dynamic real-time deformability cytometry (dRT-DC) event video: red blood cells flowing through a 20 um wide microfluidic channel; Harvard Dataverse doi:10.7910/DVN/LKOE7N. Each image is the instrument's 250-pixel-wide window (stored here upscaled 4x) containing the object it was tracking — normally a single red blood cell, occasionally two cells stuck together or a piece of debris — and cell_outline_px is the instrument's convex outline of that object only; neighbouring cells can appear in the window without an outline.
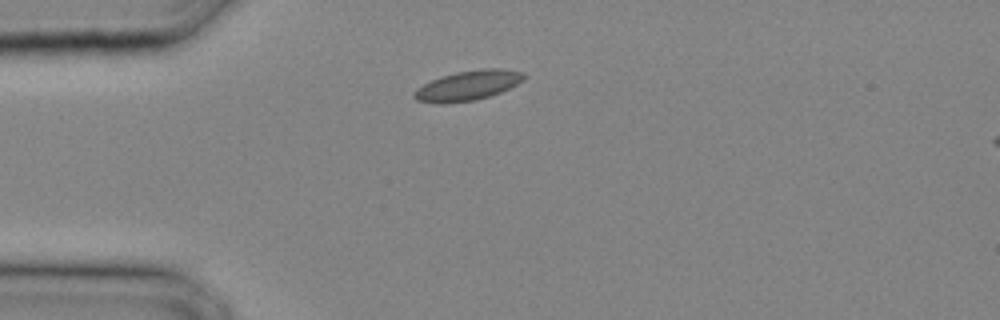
{"species": "common noctule bat (a hibernating species)", "species_latin": "Nyctalus noctula", "temperature_condition": "cold", "stored_images_in_passage": 20, "camera_frame_rate_fps": 3000, "um_per_image_px": 0.085, "animal": {"sex": "male", "body_mass_g": 20.4}, "frame": {"image": 1, "passage_image": 1, "time_ms": 0.0, "image_size_px": [1000, 320], "cell_outline_px": [[528, 76], [524, 80], [500, 92], [476, 100], [444, 104], [440, 104], [416, 100], [412, 96], [412, 92], [416, 88], [440, 76], [456, 72], [484, 68], [500, 68], [524, 72]], "centroid_in_image_um": [39.76, 7.26], "position_along_channel_um": 45.2, "area_um2": 19.25}}
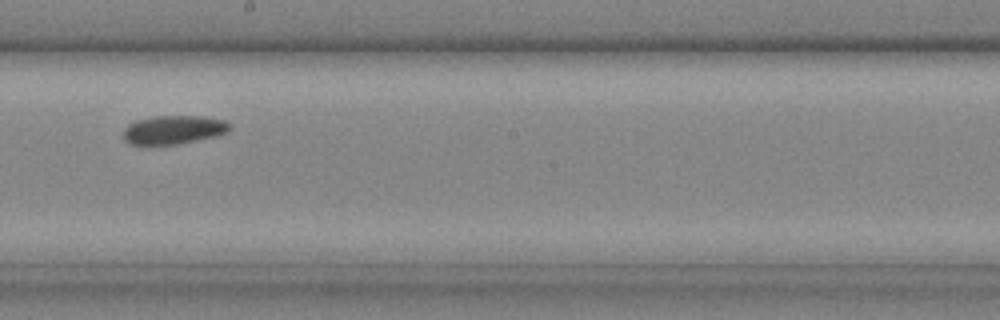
{"frame": {"image": 2, "passage_image": 11, "time_ms": 3.333, "image_size_px": [1000, 320], "cell_outline_px": [[232, 128], [228, 132], [216, 136], [176, 144], [148, 148], [132, 144], [124, 140], [124, 128], [128, 124], [136, 120], [152, 116], [200, 116], [224, 120], [232, 124]], "centroid_in_image_um": [14.72, 11.06], "position_along_channel_um": 233.5, "area_um2": 18.38}}
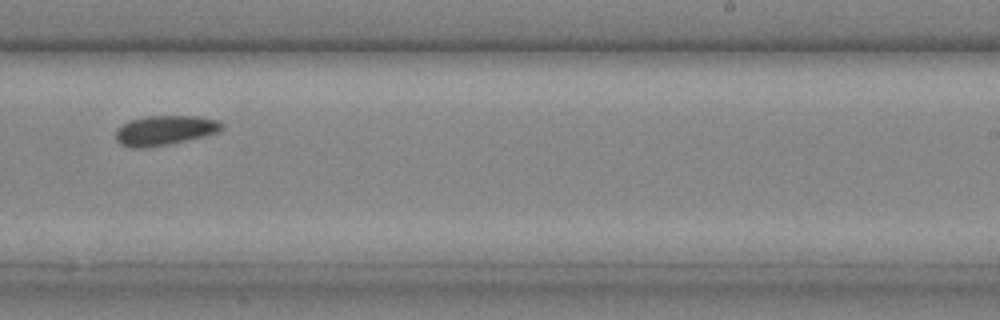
{"frame": {"image": 3, "passage_image": 13, "time_ms": 4.0, "image_size_px": [1000, 320], "cell_outline_px": [[220, 128], [216, 132], [204, 136], [168, 144], [144, 148], [128, 148], [120, 144], [116, 140], [116, 128], [132, 120], [144, 116], [196, 116], [216, 120], [220, 124]], "centroid_in_image_um": [13.91, 11.09], "position_along_channel_um": 275.1, "area_um2": 18.03}}